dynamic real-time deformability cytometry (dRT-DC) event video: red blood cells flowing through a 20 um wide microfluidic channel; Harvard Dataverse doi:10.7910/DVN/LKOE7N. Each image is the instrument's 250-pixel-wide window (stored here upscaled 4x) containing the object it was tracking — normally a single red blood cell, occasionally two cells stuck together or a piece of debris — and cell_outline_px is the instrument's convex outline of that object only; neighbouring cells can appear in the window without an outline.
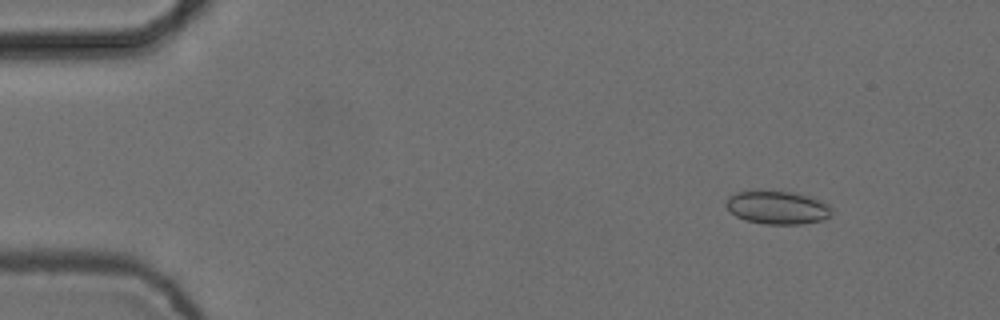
{"species": "common noctule bat (a hibernating species)", "species_latin": "Nyctalus noctula", "temperature_condition": "cold", "stored_images_in_passage": 5, "camera_frame_rate_fps": 3000, "um_per_image_px": 0.085, "animal": {"sex": "female", "body_mass_g": 24.6, "forearm_length_mm": 56.2}, "frame": {"image": 1, "passage_image": 2, "time_ms": 0.333, "image_size_px": [1000, 320], "cell_outline_px": [[832, 212], [824, 220], [804, 224], [764, 224], [744, 220], [736, 216], [724, 204], [728, 196], [736, 192], [792, 192], [812, 196], [828, 204], [832, 208]], "centroid_in_image_um": [66.11, 17.66], "position_along_channel_um": 18.9, "area_um2": 20.4}}